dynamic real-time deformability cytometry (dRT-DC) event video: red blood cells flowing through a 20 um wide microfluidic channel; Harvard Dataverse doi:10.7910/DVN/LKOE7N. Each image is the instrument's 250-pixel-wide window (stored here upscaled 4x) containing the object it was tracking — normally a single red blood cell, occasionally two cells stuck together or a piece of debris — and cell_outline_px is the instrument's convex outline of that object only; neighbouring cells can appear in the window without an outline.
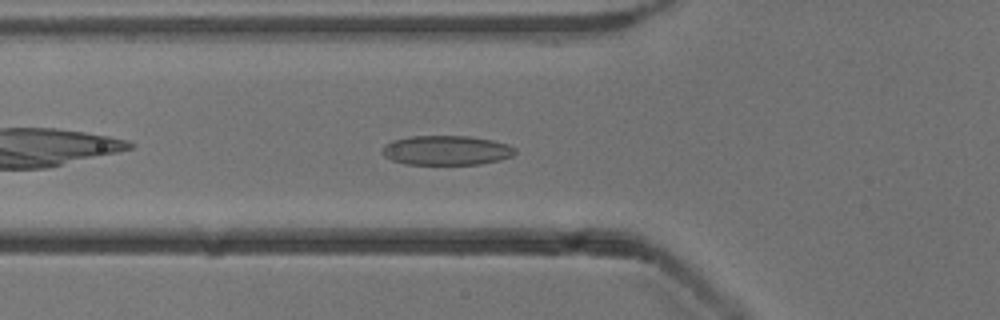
{"species": "common noctule bat (a hibernating species)", "species_latin": "Nyctalus noctula", "temperature_condition": "cold", "stored_images_in_passage": 39, "camera_frame_rate_fps": 3000, "um_per_image_px": 0.085, "animal": {"sex": "male", "body_mass_g": 13.3}, "frame": {"image": 1, "passage_image": 5, "time_ms": 1.333, "image_size_px": [1000, 320], "cell_outline_px": [[516, 152], [512, 156], [500, 160], [480, 164], [404, 164], [392, 160], [384, 156], [380, 152], [380, 148], [384, 144], [392, 140], [412, 136], [468, 136], [492, 140], [508, 144], [516, 148]], "centroid_in_image_um": [37.91, 12.77], "position_along_channel_um": 87.9, "area_um2": 23.06}}
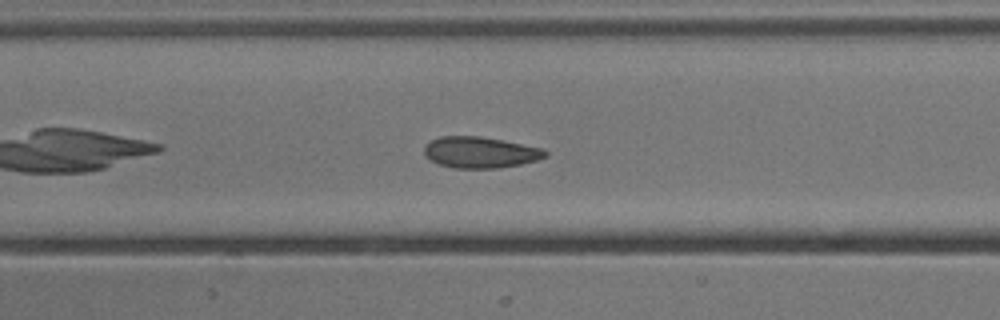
{"frame": {"image": 2, "passage_image": 11, "time_ms": 3.333, "image_size_px": [1000, 320], "cell_outline_px": [[548, 156], [536, 160], [520, 164], [496, 168], [452, 168], [428, 160], [424, 156], [424, 148], [432, 140], [440, 136], [480, 136], [544, 148], [548, 152]], "centroid_in_image_um": [40.81, 12.95], "position_along_channel_um": 166.6, "area_um2": 22.02}}
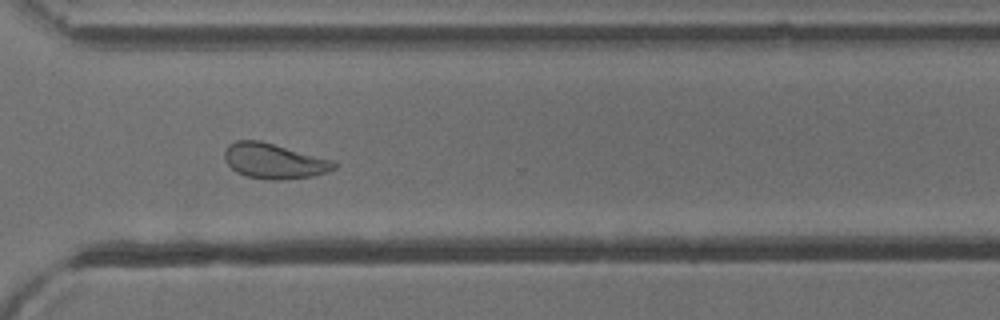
{"frame": {"image": 3, "passage_image": 25, "time_ms": 8.0, "image_size_px": [1000, 320], "cell_outline_px": [[336, 168], [312, 176], [280, 180], [268, 180], [248, 176], [236, 172], [224, 160], [224, 152], [228, 144], [236, 140], [260, 140], [332, 160], [336, 164]], "centroid_in_image_um": [23.24, 13.68], "position_along_channel_um": 347.4, "area_um2": 22.31}, "authors_computed_cell_mechanics": {"area_um2": 22.542, "velocity_mm_per_s": 3.8882, "shape_relaxation_time_tau1_ms": 4.295, "shape_relaxation_time_tau2_ms": 1.8668, "deformation_change_tau1": 0.121, "deformation_change_tau2": 0.0865}}